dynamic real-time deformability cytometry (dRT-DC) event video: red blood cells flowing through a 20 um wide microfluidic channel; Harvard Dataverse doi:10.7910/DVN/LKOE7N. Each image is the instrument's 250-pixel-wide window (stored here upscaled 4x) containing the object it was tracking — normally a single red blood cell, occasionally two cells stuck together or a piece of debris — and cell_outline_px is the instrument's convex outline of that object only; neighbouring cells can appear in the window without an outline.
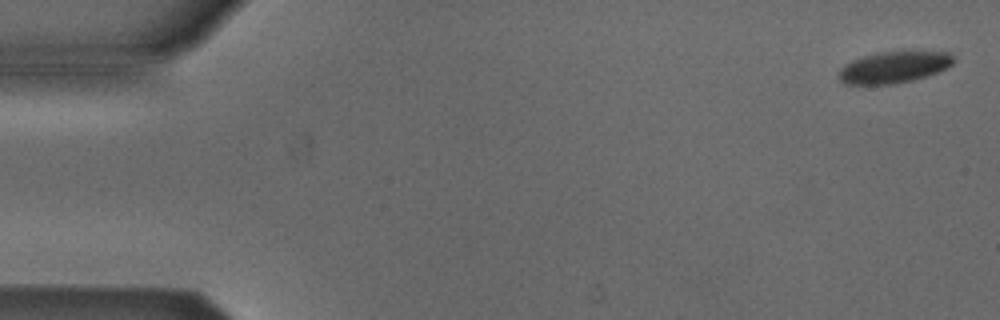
{"species": "Egyptian fruit bat (a non-hibernating species)", "species_latin": "Rousettus aegyptiacus", "temperature_condition": "cold", "stored_images_in_passage": 3, "camera_frame_rate_fps": 3000, "um_per_image_px": 0.085, "animal": {"sex": "male"}, "frame": {"image": 1, "passage_image": 1, "time_ms": 0.0, "image_size_px": [1000, 320], "cell_outline_px": [[956, 60], [952, 64], [928, 76], [912, 80], [892, 84], [844, 84], [836, 76], [836, 72], [844, 64], [852, 60], [864, 56], [880, 52], [952, 52]], "centroid_in_image_um": [75.94, 5.72], "position_along_channel_um": 9.1, "area_um2": 21.1}}